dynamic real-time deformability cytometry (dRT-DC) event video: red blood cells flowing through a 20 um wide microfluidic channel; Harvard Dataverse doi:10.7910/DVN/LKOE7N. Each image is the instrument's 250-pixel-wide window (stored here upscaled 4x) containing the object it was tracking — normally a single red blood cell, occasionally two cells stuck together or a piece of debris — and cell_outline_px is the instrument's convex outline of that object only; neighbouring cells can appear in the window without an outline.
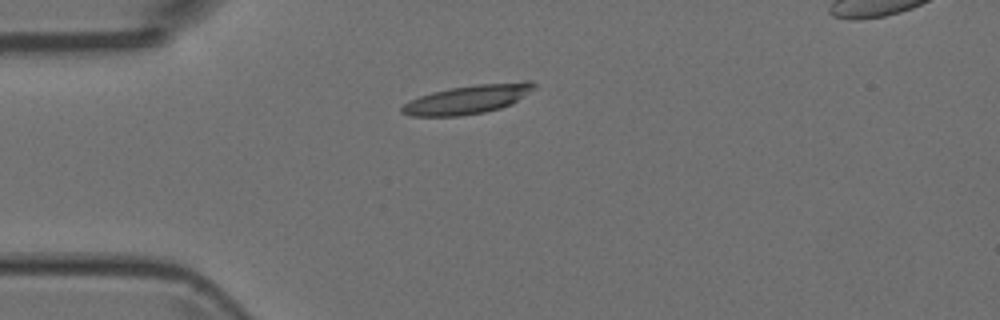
{"species": "Egyptian fruit bat (a non-hibernating species)", "species_latin": "Rousettus aegyptiacus", "temperature_condition": "room temperature", "stored_images_in_passage": 38, "camera_frame_rate_fps": 3000, "um_per_image_px": 0.085, "animal": {"sex": "female"}, "frame": {"image": 1, "passage_image": 1, "time_ms": 0.0, "image_size_px": [1000, 320], "cell_outline_px": [[536, 88], [512, 104], [500, 108], [484, 112], [460, 116], [412, 116], [400, 112], [400, 108], [404, 104], [420, 96], [432, 92], [452, 88], [476, 84], [524, 80], [532, 80], [536, 84]], "centroid_in_image_um": [39.83, 8.43], "position_along_channel_um": 45.2, "area_um2": 22.31}}
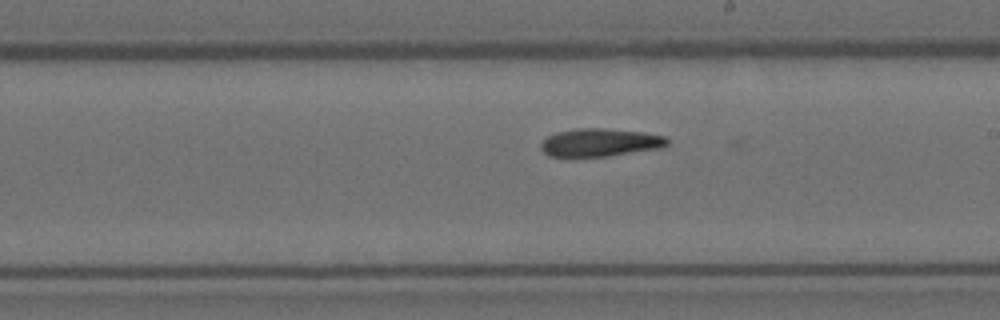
{"frame": {"image": 2, "passage_image": 17, "time_ms": 5.333, "image_size_px": [1000, 320], "cell_outline_px": [[668, 144], [660, 148], [604, 156], [548, 156], [540, 148], [540, 144], [548, 136], [556, 132], [576, 128], [604, 128], [644, 132], [664, 136], [668, 140]], "centroid_in_image_um": [50.98, 12.1], "position_along_channel_um": 238.0, "area_um2": 20.4}}
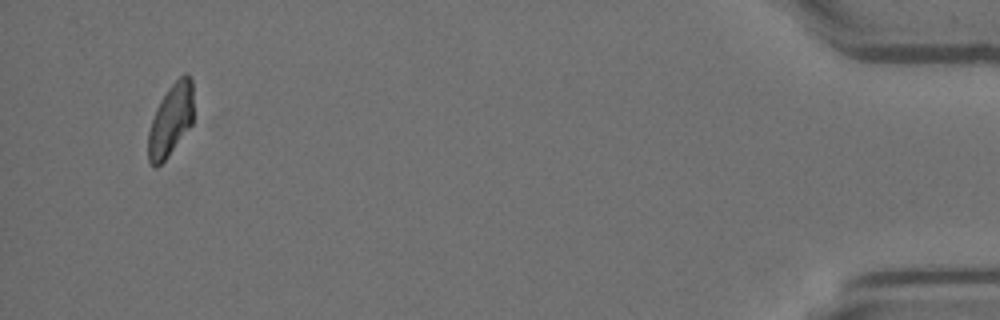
{"frame": {"image": 3, "passage_image": 37, "time_ms": 12.0, "image_size_px": [1000, 320], "cell_outline_px": [[192, 124], [168, 156], [156, 168], [152, 168], [148, 160], [148, 132], [156, 108], [160, 100], [168, 88], [184, 72], [188, 72], [192, 80]], "centroid_in_image_um": [14.5, 10.2], "position_along_channel_um": 420.7, "area_um2": 19.02}}